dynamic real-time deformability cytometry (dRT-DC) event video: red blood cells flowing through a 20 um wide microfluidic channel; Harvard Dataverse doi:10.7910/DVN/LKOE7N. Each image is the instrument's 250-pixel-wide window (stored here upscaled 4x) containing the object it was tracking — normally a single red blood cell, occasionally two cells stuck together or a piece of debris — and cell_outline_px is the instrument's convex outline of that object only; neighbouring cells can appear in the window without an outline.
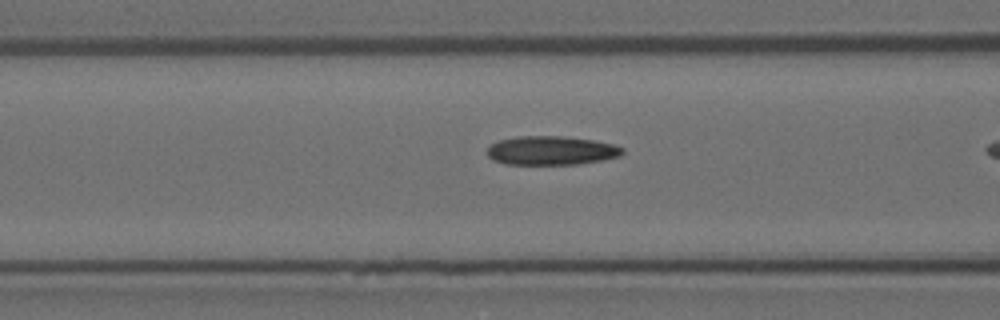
{"species": "Egyptian fruit bat (a non-hibernating species)", "species_latin": "Rousettus aegyptiacus", "temperature_condition": "room temperature", "stored_images_in_passage": 20, "camera_frame_rate_fps": 3000, "um_per_image_px": 0.085, "animal": {"sex": "female"}, "frame": {"image": 1, "passage_image": 19, "time_ms": 6.0, "image_size_px": [1000, 320], "cell_outline_px": [[624, 152], [620, 156], [600, 160], [576, 164], [504, 164], [492, 160], [488, 156], [488, 148], [492, 144], [500, 140], [520, 136], [560, 136], [592, 140], [612, 144], [624, 148]], "centroid_in_image_um": [46.85, 12.8], "position_along_channel_um": 119.8, "area_um2": 22.54}}